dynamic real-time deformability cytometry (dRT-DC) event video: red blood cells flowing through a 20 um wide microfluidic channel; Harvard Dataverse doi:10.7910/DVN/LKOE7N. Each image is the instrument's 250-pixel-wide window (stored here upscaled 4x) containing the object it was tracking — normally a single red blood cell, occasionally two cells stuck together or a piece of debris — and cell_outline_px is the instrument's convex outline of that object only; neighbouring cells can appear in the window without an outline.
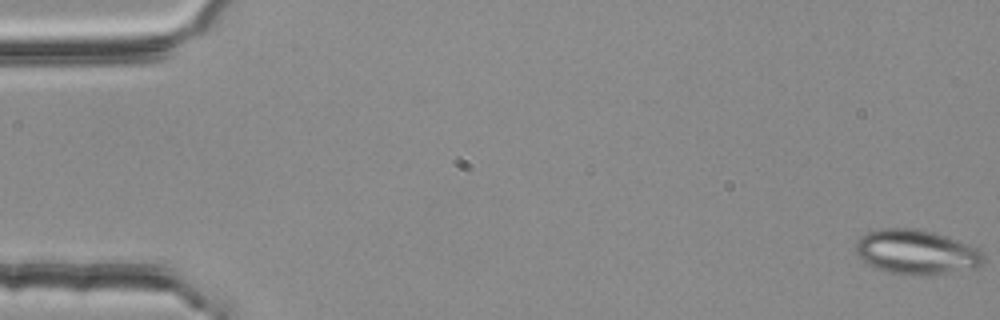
{"species": "common noctule bat (a hibernating species)", "species_latin": "Nyctalus noctula", "temperature_condition": "room temperature", "stored_images_in_passage": 5, "camera_frame_rate_fps": 3000, "um_per_image_px": 0.085, "animal": {"sex": "female", "body_mass_g": 25.1}, "frame": {"image": 1, "passage_image": 1, "time_ms": 0.0, "image_size_px": [1000, 320], "cell_outline_px": [[984, 260], [976, 268], [944, 272], [908, 276], [904, 276], [888, 272], [876, 268], [868, 264], [856, 256], [856, 240], [860, 236], [868, 232], [880, 228], [912, 228], [936, 232], [968, 244], [976, 248], [984, 256]], "centroid_in_image_um": [77.82, 21.41], "position_along_channel_um": 7.2, "area_um2": 33.18}}
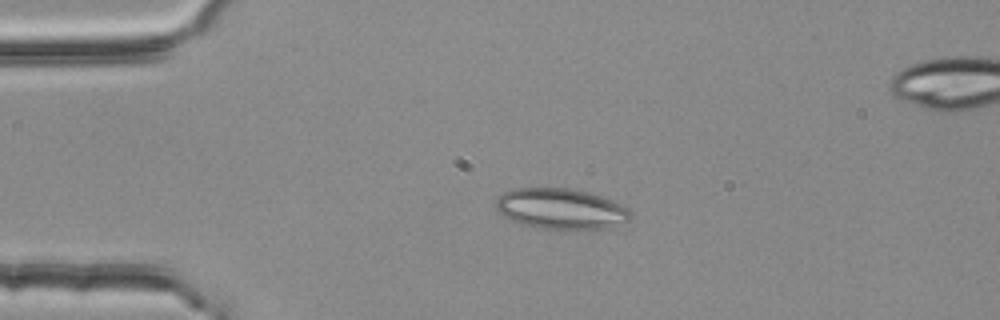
{"frame": {"image": 2, "passage_image": 3, "time_ms": 0.667, "image_size_px": [1000, 320], "cell_outline_px": [[632, 216], [628, 220], [608, 228], [592, 232], [564, 232], [540, 228], [524, 224], [512, 220], [504, 216], [496, 208], [496, 200], [504, 192], [512, 188], [568, 188], [588, 192], [604, 196], [628, 208], [632, 212]], "centroid_in_image_um": [47.75, 17.8], "position_along_channel_um": 37.3, "area_um2": 32.95}}